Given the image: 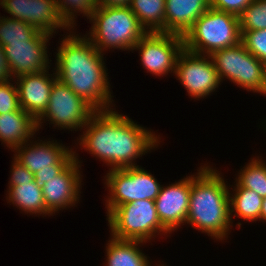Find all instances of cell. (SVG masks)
Instances as JSON below:
<instances>
[{
  "instance_id": "cell-29",
  "label": "cell",
  "mask_w": 266,
  "mask_h": 266,
  "mask_svg": "<svg viewBox=\"0 0 266 266\" xmlns=\"http://www.w3.org/2000/svg\"><path fill=\"white\" fill-rule=\"evenodd\" d=\"M19 108L18 91L15 81L0 82V114L17 111Z\"/></svg>"
},
{
  "instance_id": "cell-19",
  "label": "cell",
  "mask_w": 266,
  "mask_h": 266,
  "mask_svg": "<svg viewBox=\"0 0 266 266\" xmlns=\"http://www.w3.org/2000/svg\"><path fill=\"white\" fill-rule=\"evenodd\" d=\"M38 131L37 120L21 107L17 111L0 114V141L13 151L25 144Z\"/></svg>"
},
{
  "instance_id": "cell-9",
  "label": "cell",
  "mask_w": 266,
  "mask_h": 266,
  "mask_svg": "<svg viewBox=\"0 0 266 266\" xmlns=\"http://www.w3.org/2000/svg\"><path fill=\"white\" fill-rule=\"evenodd\" d=\"M210 57L221 83L228 79L247 92L260 94L264 84L265 65L249 53L242 42L215 51Z\"/></svg>"
},
{
  "instance_id": "cell-21",
  "label": "cell",
  "mask_w": 266,
  "mask_h": 266,
  "mask_svg": "<svg viewBox=\"0 0 266 266\" xmlns=\"http://www.w3.org/2000/svg\"><path fill=\"white\" fill-rule=\"evenodd\" d=\"M109 238L105 247V266H152L148 256L140 249L145 242Z\"/></svg>"
},
{
  "instance_id": "cell-23",
  "label": "cell",
  "mask_w": 266,
  "mask_h": 266,
  "mask_svg": "<svg viewBox=\"0 0 266 266\" xmlns=\"http://www.w3.org/2000/svg\"><path fill=\"white\" fill-rule=\"evenodd\" d=\"M129 7L146 32L165 33L166 0H131Z\"/></svg>"
},
{
  "instance_id": "cell-26",
  "label": "cell",
  "mask_w": 266,
  "mask_h": 266,
  "mask_svg": "<svg viewBox=\"0 0 266 266\" xmlns=\"http://www.w3.org/2000/svg\"><path fill=\"white\" fill-rule=\"evenodd\" d=\"M55 2L60 18L69 30H74L77 25L76 15L82 14L90 20L97 8L96 0H55Z\"/></svg>"
},
{
  "instance_id": "cell-28",
  "label": "cell",
  "mask_w": 266,
  "mask_h": 266,
  "mask_svg": "<svg viewBox=\"0 0 266 266\" xmlns=\"http://www.w3.org/2000/svg\"><path fill=\"white\" fill-rule=\"evenodd\" d=\"M241 42L249 53L266 66V29L243 31Z\"/></svg>"
},
{
  "instance_id": "cell-25",
  "label": "cell",
  "mask_w": 266,
  "mask_h": 266,
  "mask_svg": "<svg viewBox=\"0 0 266 266\" xmlns=\"http://www.w3.org/2000/svg\"><path fill=\"white\" fill-rule=\"evenodd\" d=\"M39 31L27 22L0 15V45L28 42Z\"/></svg>"
},
{
  "instance_id": "cell-33",
  "label": "cell",
  "mask_w": 266,
  "mask_h": 266,
  "mask_svg": "<svg viewBox=\"0 0 266 266\" xmlns=\"http://www.w3.org/2000/svg\"><path fill=\"white\" fill-rule=\"evenodd\" d=\"M97 7H127L131 0H96Z\"/></svg>"
},
{
  "instance_id": "cell-34",
  "label": "cell",
  "mask_w": 266,
  "mask_h": 266,
  "mask_svg": "<svg viewBox=\"0 0 266 266\" xmlns=\"http://www.w3.org/2000/svg\"><path fill=\"white\" fill-rule=\"evenodd\" d=\"M260 222H266V197L263 198L261 206Z\"/></svg>"
},
{
  "instance_id": "cell-20",
  "label": "cell",
  "mask_w": 266,
  "mask_h": 266,
  "mask_svg": "<svg viewBox=\"0 0 266 266\" xmlns=\"http://www.w3.org/2000/svg\"><path fill=\"white\" fill-rule=\"evenodd\" d=\"M6 201L25 214L51 216L44 203L42 187L35 179L32 182H19V185L8 187Z\"/></svg>"
},
{
  "instance_id": "cell-6",
  "label": "cell",
  "mask_w": 266,
  "mask_h": 266,
  "mask_svg": "<svg viewBox=\"0 0 266 266\" xmlns=\"http://www.w3.org/2000/svg\"><path fill=\"white\" fill-rule=\"evenodd\" d=\"M106 220L110 235L121 240H137L148 243L157 235H168L162 226L154 200H136L113 208Z\"/></svg>"
},
{
  "instance_id": "cell-1",
  "label": "cell",
  "mask_w": 266,
  "mask_h": 266,
  "mask_svg": "<svg viewBox=\"0 0 266 266\" xmlns=\"http://www.w3.org/2000/svg\"><path fill=\"white\" fill-rule=\"evenodd\" d=\"M77 137L81 149L109 169L138 166L136 159L155 150L161 138L115 109L96 111Z\"/></svg>"
},
{
  "instance_id": "cell-2",
  "label": "cell",
  "mask_w": 266,
  "mask_h": 266,
  "mask_svg": "<svg viewBox=\"0 0 266 266\" xmlns=\"http://www.w3.org/2000/svg\"><path fill=\"white\" fill-rule=\"evenodd\" d=\"M69 32V33H68ZM61 38L53 69L57 78L96 111L115 107L103 53L85 35L69 30ZM111 90V91H110ZM114 103V104H113Z\"/></svg>"
},
{
  "instance_id": "cell-12",
  "label": "cell",
  "mask_w": 266,
  "mask_h": 266,
  "mask_svg": "<svg viewBox=\"0 0 266 266\" xmlns=\"http://www.w3.org/2000/svg\"><path fill=\"white\" fill-rule=\"evenodd\" d=\"M175 77L185 87L188 95L197 100L213 94L221 85L211 57L185 49L177 57Z\"/></svg>"
},
{
  "instance_id": "cell-16",
  "label": "cell",
  "mask_w": 266,
  "mask_h": 266,
  "mask_svg": "<svg viewBox=\"0 0 266 266\" xmlns=\"http://www.w3.org/2000/svg\"><path fill=\"white\" fill-rule=\"evenodd\" d=\"M191 194V175L178 182L162 185L155 201L157 214L162 226L172 234L185 225Z\"/></svg>"
},
{
  "instance_id": "cell-11",
  "label": "cell",
  "mask_w": 266,
  "mask_h": 266,
  "mask_svg": "<svg viewBox=\"0 0 266 266\" xmlns=\"http://www.w3.org/2000/svg\"><path fill=\"white\" fill-rule=\"evenodd\" d=\"M139 51L141 64L147 73L165 77L175 75L176 61L184 50V38L177 34L147 32L132 51Z\"/></svg>"
},
{
  "instance_id": "cell-32",
  "label": "cell",
  "mask_w": 266,
  "mask_h": 266,
  "mask_svg": "<svg viewBox=\"0 0 266 266\" xmlns=\"http://www.w3.org/2000/svg\"><path fill=\"white\" fill-rule=\"evenodd\" d=\"M13 80L3 47L0 45V82Z\"/></svg>"
},
{
  "instance_id": "cell-4",
  "label": "cell",
  "mask_w": 266,
  "mask_h": 266,
  "mask_svg": "<svg viewBox=\"0 0 266 266\" xmlns=\"http://www.w3.org/2000/svg\"><path fill=\"white\" fill-rule=\"evenodd\" d=\"M89 22L85 36L103 54L108 49L132 51L147 33L129 6L97 7Z\"/></svg>"
},
{
  "instance_id": "cell-24",
  "label": "cell",
  "mask_w": 266,
  "mask_h": 266,
  "mask_svg": "<svg viewBox=\"0 0 266 266\" xmlns=\"http://www.w3.org/2000/svg\"><path fill=\"white\" fill-rule=\"evenodd\" d=\"M250 159V162L239 170L234 187L253 190L264 198L266 197V162L259 155Z\"/></svg>"
},
{
  "instance_id": "cell-15",
  "label": "cell",
  "mask_w": 266,
  "mask_h": 266,
  "mask_svg": "<svg viewBox=\"0 0 266 266\" xmlns=\"http://www.w3.org/2000/svg\"><path fill=\"white\" fill-rule=\"evenodd\" d=\"M0 7L10 14L8 18L27 22L46 34L53 35L59 29L69 31L60 18L55 0H0Z\"/></svg>"
},
{
  "instance_id": "cell-30",
  "label": "cell",
  "mask_w": 266,
  "mask_h": 266,
  "mask_svg": "<svg viewBox=\"0 0 266 266\" xmlns=\"http://www.w3.org/2000/svg\"><path fill=\"white\" fill-rule=\"evenodd\" d=\"M254 0H210V7L239 16Z\"/></svg>"
},
{
  "instance_id": "cell-14",
  "label": "cell",
  "mask_w": 266,
  "mask_h": 266,
  "mask_svg": "<svg viewBox=\"0 0 266 266\" xmlns=\"http://www.w3.org/2000/svg\"><path fill=\"white\" fill-rule=\"evenodd\" d=\"M50 37L52 38L53 35L39 31L28 42L2 46L13 79L25 74L40 73L50 68L52 63L49 62V57L51 56L47 54Z\"/></svg>"
},
{
  "instance_id": "cell-3",
  "label": "cell",
  "mask_w": 266,
  "mask_h": 266,
  "mask_svg": "<svg viewBox=\"0 0 266 266\" xmlns=\"http://www.w3.org/2000/svg\"><path fill=\"white\" fill-rule=\"evenodd\" d=\"M191 175V194L185 224L216 241L227 240L233 227L230 219L229 185L208 163ZM226 238V239H225Z\"/></svg>"
},
{
  "instance_id": "cell-8",
  "label": "cell",
  "mask_w": 266,
  "mask_h": 266,
  "mask_svg": "<svg viewBox=\"0 0 266 266\" xmlns=\"http://www.w3.org/2000/svg\"><path fill=\"white\" fill-rule=\"evenodd\" d=\"M12 152L15 153L13 157L34 174V179L41 187L74 159V149L53 138L44 141L31 139Z\"/></svg>"
},
{
  "instance_id": "cell-5",
  "label": "cell",
  "mask_w": 266,
  "mask_h": 266,
  "mask_svg": "<svg viewBox=\"0 0 266 266\" xmlns=\"http://www.w3.org/2000/svg\"><path fill=\"white\" fill-rule=\"evenodd\" d=\"M183 38L185 50L210 56L215 51L241 42L239 18L210 7Z\"/></svg>"
},
{
  "instance_id": "cell-27",
  "label": "cell",
  "mask_w": 266,
  "mask_h": 266,
  "mask_svg": "<svg viewBox=\"0 0 266 266\" xmlns=\"http://www.w3.org/2000/svg\"><path fill=\"white\" fill-rule=\"evenodd\" d=\"M238 18L240 33L266 29V0H254Z\"/></svg>"
},
{
  "instance_id": "cell-10",
  "label": "cell",
  "mask_w": 266,
  "mask_h": 266,
  "mask_svg": "<svg viewBox=\"0 0 266 266\" xmlns=\"http://www.w3.org/2000/svg\"><path fill=\"white\" fill-rule=\"evenodd\" d=\"M95 112L89 103L57 78L51 90L47 109L37 119L38 133L47 121L60 128L59 130L81 132Z\"/></svg>"
},
{
  "instance_id": "cell-7",
  "label": "cell",
  "mask_w": 266,
  "mask_h": 266,
  "mask_svg": "<svg viewBox=\"0 0 266 266\" xmlns=\"http://www.w3.org/2000/svg\"><path fill=\"white\" fill-rule=\"evenodd\" d=\"M105 186L109 192L106 196L105 208L108 214L113 208L136 200H155L162 185L141 166L122 169H109L104 176Z\"/></svg>"
},
{
  "instance_id": "cell-31",
  "label": "cell",
  "mask_w": 266,
  "mask_h": 266,
  "mask_svg": "<svg viewBox=\"0 0 266 266\" xmlns=\"http://www.w3.org/2000/svg\"><path fill=\"white\" fill-rule=\"evenodd\" d=\"M12 166L10 170V177L7 187L19 185V182H32L34 180V174H32L26 167H24L15 158H12Z\"/></svg>"
},
{
  "instance_id": "cell-18",
  "label": "cell",
  "mask_w": 266,
  "mask_h": 266,
  "mask_svg": "<svg viewBox=\"0 0 266 266\" xmlns=\"http://www.w3.org/2000/svg\"><path fill=\"white\" fill-rule=\"evenodd\" d=\"M210 8V0H166L165 33L185 36Z\"/></svg>"
},
{
  "instance_id": "cell-17",
  "label": "cell",
  "mask_w": 266,
  "mask_h": 266,
  "mask_svg": "<svg viewBox=\"0 0 266 266\" xmlns=\"http://www.w3.org/2000/svg\"><path fill=\"white\" fill-rule=\"evenodd\" d=\"M56 79L55 71L49 74V69L40 73L21 75L13 79L18 91L19 106L37 120L47 109Z\"/></svg>"
},
{
  "instance_id": "cell-22",
  "label": "cell",
  "mask_w": 266,
  "mask_h": 266,
  "mask_svg": "<svg viewBox=\"0 0 266 266\" xmlns=\"http://www.w3.org/2000/svg\"><path fill=\"white\" fill-rule=\"evenodd\" d=\"M229 189V207L230 219L233 225V217H239L243 221L256 222L260 221L261 206L263 197L259 196L255 191L244 187H230Z\"/></svg>"
},
{
  "instance_id": "cell-13",
  "label": "cell",
  "mask_w": 266,
  "mask_h": 266,
  "mask_svg": "<svg viewBox=\"0 0 266 266\" xmlns=\"http://www.w3.org/2000/svg\"><path fill=\"white\" fill-rule=\"evenodd\" d=\"M81 163L74 150V159L57 176L43 184L44 203L52 216L60 210L76 206L80 201L83 182Z\"/></svg>"
},
{
  "instance_id": "cell-35",
  "label": "cell",
  "mask_w": 266,
  "mask_h": 266,
  "mask_svg": "<svg viewBox=\"0 0 266 266\" xmlns=\"http://www.w3.org/2000/svg\"><path fill=\"white\" fill-rule=\"evenodd\" d=\"M262 94V96H266V66H265V72H264V84L262 87V90L260 91V95Z\"/></svg>"
}]
</instances>
